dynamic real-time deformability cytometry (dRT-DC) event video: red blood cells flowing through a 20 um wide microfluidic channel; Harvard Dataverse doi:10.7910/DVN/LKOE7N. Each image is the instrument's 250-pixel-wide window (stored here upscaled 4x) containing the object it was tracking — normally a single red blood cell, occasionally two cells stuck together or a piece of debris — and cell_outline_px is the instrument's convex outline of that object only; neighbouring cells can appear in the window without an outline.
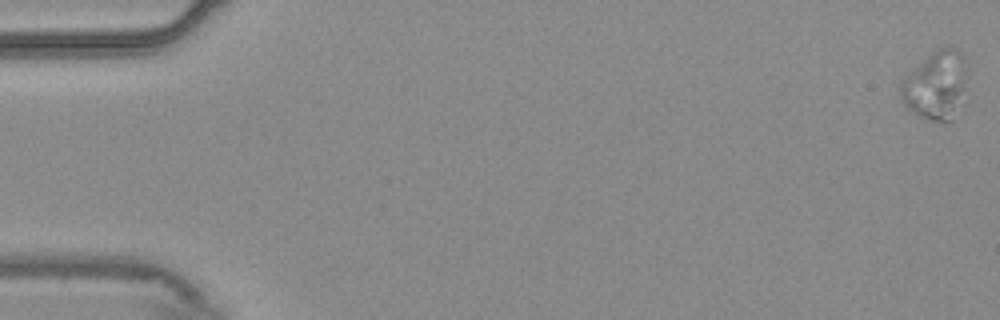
{"species": "common noctule bat (a hibernating species)", "species_latin": "Nyctalus noctula", "temperature_condition": "warm", "stored_images_in_passage": 15, "camera_frame_rate_fps": 3000, "um_per_image_px": 0.085, "animal": {"sex": "male", "body_mass_g": 20.4}, "frame": {"image": 1, "passage_image": 1, "time_ms": 0.0, "image_size_px": [1000, 320], "cell_outline_px": [[968, 76], [952, 120], [948, 124], [944, 124], [916, 116], [900, 100], [900, 80], [904, 76], [936, 48], [948, 44], [952, 44], [964, 56]], "centroid_in_image_um": [79.53, 7.22], "position_along_channel_um": 5.5, "area_um2": 27.11}}